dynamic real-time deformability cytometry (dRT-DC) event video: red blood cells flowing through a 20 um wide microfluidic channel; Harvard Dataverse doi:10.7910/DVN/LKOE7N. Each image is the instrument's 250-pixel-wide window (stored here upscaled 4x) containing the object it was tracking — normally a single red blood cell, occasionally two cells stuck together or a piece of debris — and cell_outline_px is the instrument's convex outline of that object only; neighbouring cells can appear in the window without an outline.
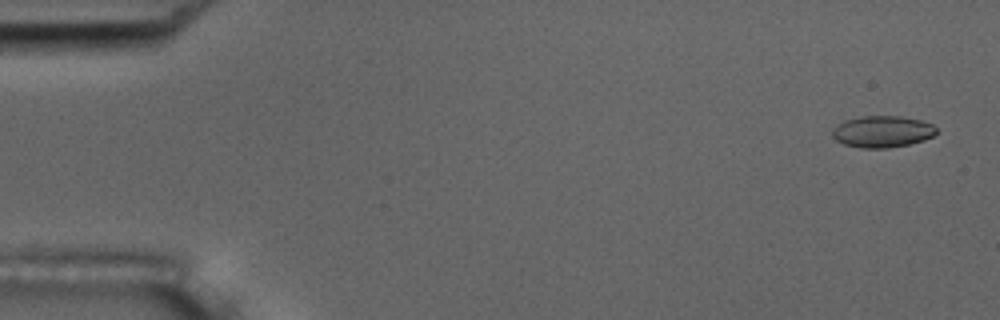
{"species": "common noctule bat (a hibernating species)", "species_latin": "Nyctalus noctula", "temperature_condition": "room temperature", "stored_images_in_passage": 5, "camera_frame_rate_fps": 3000, "um_per_image_px": 0.085, "animal": {"sex": "male", "body_mass_g": 17.5, "forearm_length_mm": 52.3}, "frame": {"image": 1, "passage_image": 1, "time_ms": 0.0, "image_size_px": [1000, 320], "cell_outline_px": [[940, 132], [924, 140], [908, 144], [888, 148], [860, 148], [844, 144], [836, 140], [832, 136], [832, 128], [836, 124], [844, 120], [864, 116], [900, 116], [920, 120], [932, 124]], "centroid_in_image_um": [74.98, 11.18], "position_along_channel_um": 10.0, "area_um2": 19.31}}
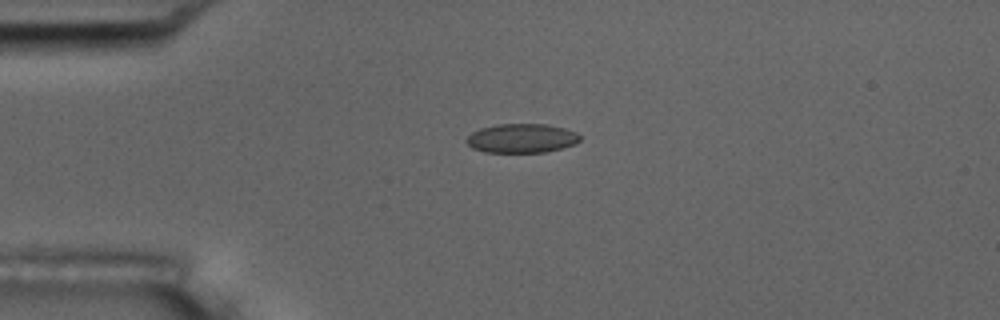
{"frame": {"image": 2, "passage_image": 4, "time_ms": 3.667, "image_size_px": [1000, 320], "cell_outline_px": [[580, 140], [576, 144], [544, 152], [484, 152], [472, 148], [464, 140], [472, 132], [480, 128], [496, 124], [544, 124], [564, 128], [576, 132], [580, 136]], "centroid_in_image_um": [44.32, 11.75], "position_along_channel_um": 40.7, "area_um2": 19.25}}